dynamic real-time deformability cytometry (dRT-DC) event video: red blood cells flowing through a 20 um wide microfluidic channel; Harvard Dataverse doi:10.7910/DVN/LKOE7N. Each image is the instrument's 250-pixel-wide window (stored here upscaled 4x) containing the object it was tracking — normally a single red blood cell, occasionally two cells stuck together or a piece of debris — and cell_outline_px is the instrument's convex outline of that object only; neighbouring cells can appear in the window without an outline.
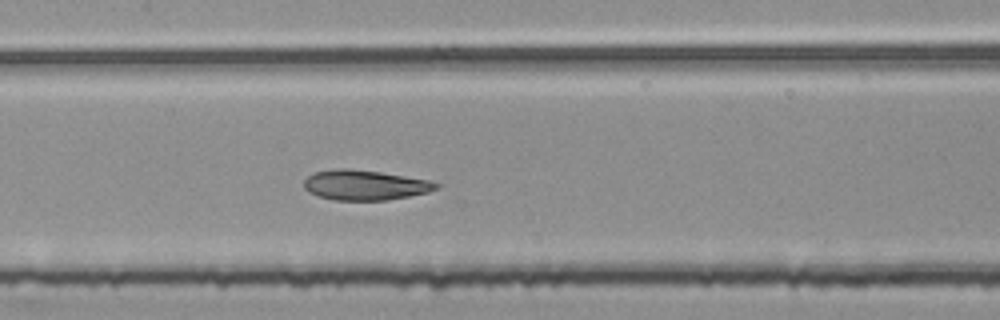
{"species": "common noctule bat (a hibernating species)", "species_latin": "Nyctalus noctula", "temperature_condition": "room temperature", "stored_images_in_passage": 50, "segment_of_instrument_passage": [2, 2], "camera_frame_rate_fps": 3000, "um_per_image_px": 0.085, "animal": {"sex": "female", "body_mass_g": 25.1}, "frame": {"image": 1, "passage_image": 25, "time_ms": 8.0, "image_size_px": [1000, 320], "cell_outline_px": [[440, 188], [428, 192], [388, 200], [332, 200], [316, 196], [308, 192], [304, 188], [304, 180], [312, 172], [332, 168], [348, 168], [380, 172], [428, 180], [440, 184]], "centroid_in_image_um": [30.96, 15.73], "position_along_channel_um": 176.4, "area_um2": 23.35}}
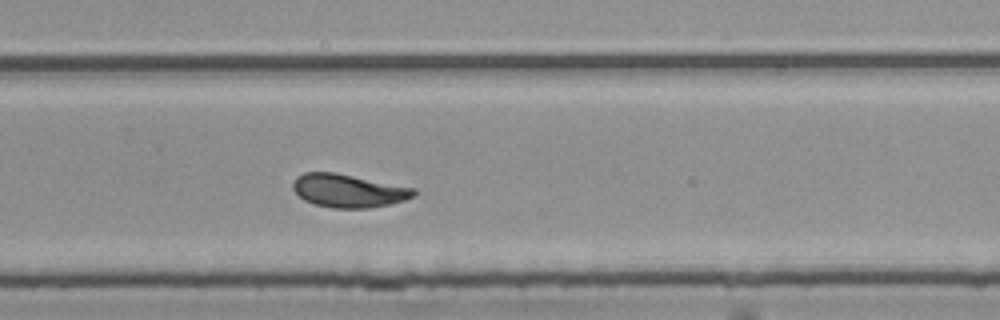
{"frame": {"image": 2, "passage_image": 35, "time_ms": 11.333, "image_size_px": [1000, 320], "cell_outline_px": [[416, 196], [404, 200], [388, 204], [368, 208], [332, 208], [312, 204], [304, 200], [292, 188], [292, 184], [296, 176], [304, 172], [336, 172], [416, 188]], "centroid_in_image_um": [29.61, 16.2], "position_along_channel_um": 300.2, "area_um2": 23.58}}
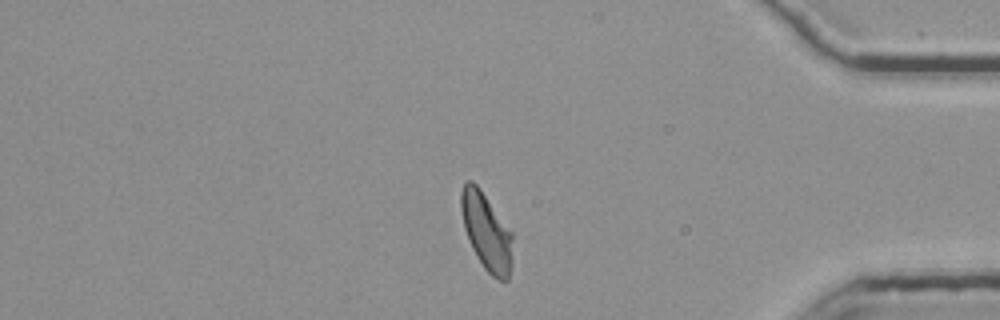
{"frame": {"image": 3, "passage_image": 45, "time_ms": 14.667, "image_size_px": [1000, 320], "cell_outline_px": [[512, 256], [508, 280], [500, 280], [492, 276], [484, 268], [476, 256], [468, 240], [464, 228], [460, 208], [460, 192], [464, 184], [468, 180], [472, 180], [480, 188], [512, 232]], "centroid_in_image_um": [41.33, 19.67], "position_along_channel_um": 393.9, "area_um2": 23.18}}